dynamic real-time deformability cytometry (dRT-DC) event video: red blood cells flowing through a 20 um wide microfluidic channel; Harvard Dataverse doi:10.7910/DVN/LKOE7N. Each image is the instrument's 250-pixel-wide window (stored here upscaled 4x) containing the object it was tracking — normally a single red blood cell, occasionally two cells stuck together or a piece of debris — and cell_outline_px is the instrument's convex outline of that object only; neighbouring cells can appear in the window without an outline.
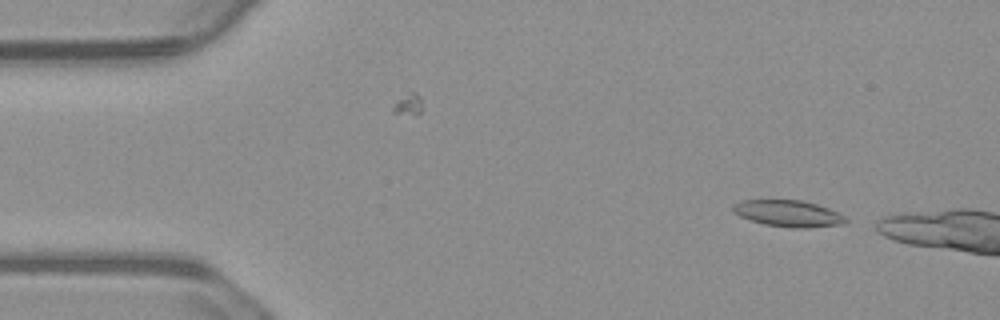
{"species": "common noctule bat (a hibernating species)", "species_latin": "Nyctalus noctula", "temperature_condition": "warm", "stored_images_in_passage": 41, "camera_frame_rate_fps": 3000, "um_per_image_px": 0.085, "animal": {"sex": "male", "body_mass_g": 23.1, "forearm_length_mm": 52.7}, "frame": {"image": 1, "passage_image": 2, "time_ms": 0.333, "image_size_px": [1000, 320], "cell_outline_px": [[848, 220], [840, 224], [808, 228], [792, 228], [764, 224], [740, 216], [732, 208], [732, 204], [744, 200], [800, 200], [816, 204], [828, 208], [844, 216]], "centroid_in_image_um": [66.99, 18.14], "position_along_channel_um": 18.0, "area_um2": 17.11}}
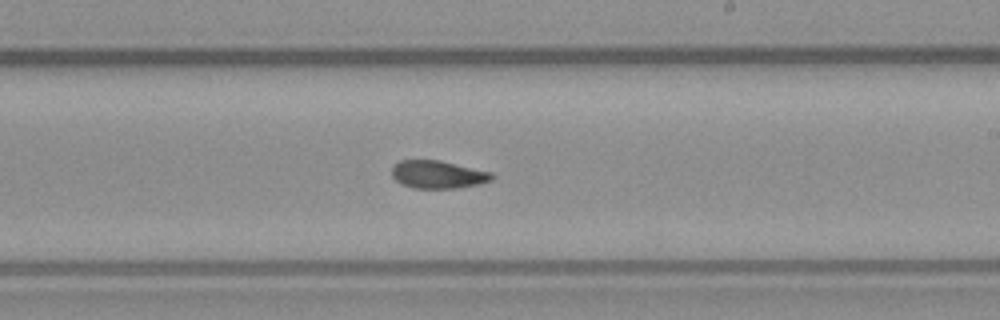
{"frame": {"image": 2, "passage_image": 28, "time_ms": 9.0, "image_size_px": [1000, 320], "cell_outline_px": [[496, 176], [492, 180], [476, 184], [456, 188], [416, 188], [404, 184], [396, 180], [392, 176], [392, 164], [400, 160], [440, 160], [492, 172]], "centroid_in_image_um": [37.23, 14.81], "position_along_channel_um": 251.8, "area_um2": 16.18}}
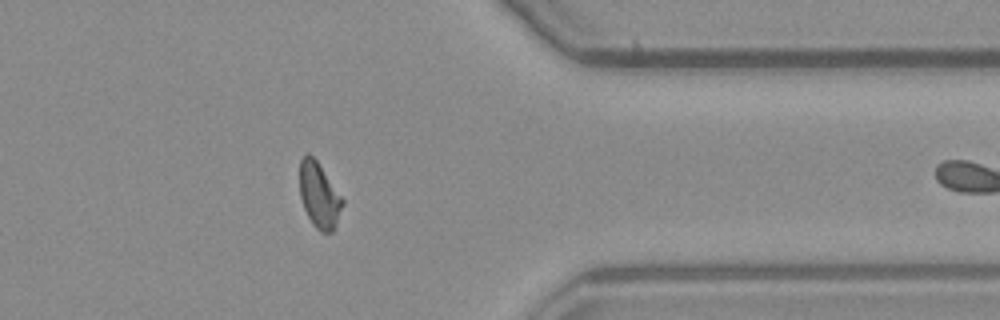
{"frame": {"image": 3, "passage_image": 40, "time_ms": 13.0, "image_size_px": [1000, 320], "cell_outline_px": [[344, 204], [332, 232], [320, 232], [312, 224], [304, 208], [300, 196], [300, 160], [308, 152], [316, 160], [344, 200]], "centroid_in_image_um": [27.12, 16.61], "position_along_channel_um": 384.3, "area_um2": 16.07}}